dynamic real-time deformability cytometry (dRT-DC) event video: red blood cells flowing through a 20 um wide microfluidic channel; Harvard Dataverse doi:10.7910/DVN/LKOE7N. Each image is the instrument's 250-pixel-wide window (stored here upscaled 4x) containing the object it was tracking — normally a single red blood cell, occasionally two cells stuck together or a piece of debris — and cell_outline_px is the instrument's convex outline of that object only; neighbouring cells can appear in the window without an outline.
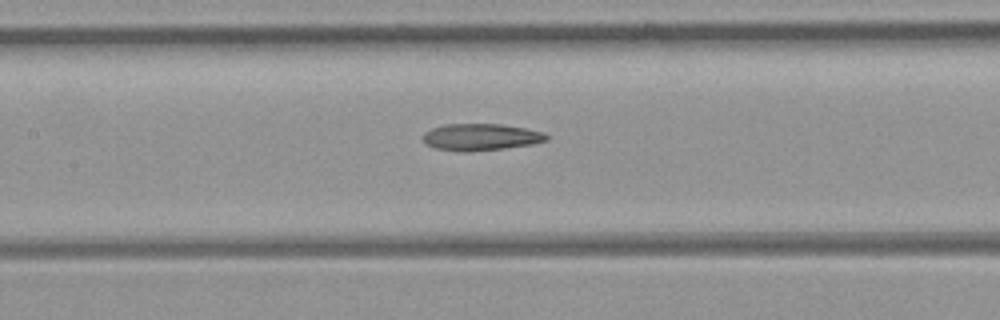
{"species": "common noctule bat (a hibernating species)", "species_latin": "Nyctalus noctula", "temperature_condition": "room temperature", "stored_images_in_passage": 7, "camera_frame_rate_fps": 3000, "um_per_image_px": 0.085, "animal": {"sex": "female", "body_mass_g": 21.9}, "frame": {"image": 1, "passage_image": 7, "time_ms": 2.0, "image_size_px": [1000, 320], "cell_outline_px": [[548, 140], [532, 144], [504, 148], [460, 152], [436, 148], [428, 144], [424, 140], [424, 132], [432, 128], [444, 124], [500, 124], [524, 128], [544, 132], [548, 136]], "centroid_in_image_um": [40.88, 11.64], "position_along_channel_um": 166.5, "area_um2": 19.07}}